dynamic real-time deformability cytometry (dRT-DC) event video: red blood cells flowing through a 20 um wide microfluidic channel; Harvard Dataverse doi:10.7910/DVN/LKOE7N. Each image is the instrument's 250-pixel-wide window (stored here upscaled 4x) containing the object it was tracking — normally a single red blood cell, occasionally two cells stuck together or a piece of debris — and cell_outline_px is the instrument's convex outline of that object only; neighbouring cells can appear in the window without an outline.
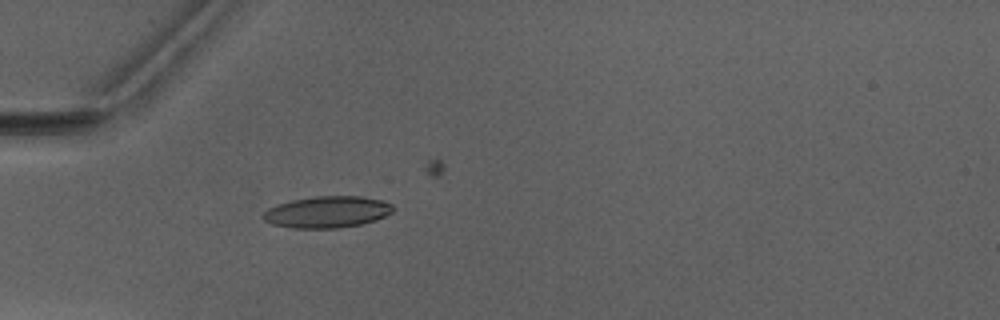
{"species": "Egyptian fruit bat (a non-hibernating species)", "species_latin": "Rousettus aegyptiacus", "temperature_condition": "warm", "stored_images_in_passage": 3, "camera_frame_rate_fps": 3000, "um_per_image_px": 0.085, "animal": {"sex": "male"}, "frame": {"image": 1, "passage_image": 2, "time_ms": 1.333, "image_size_px": [1000, 320], "cell_outline_px": [[396, 208], [392, 212], [376, 220], [360, 224], [336, 228], [292, 228], [272, 224], [264, 220], [264, 212], [268, 208], [276, 204], [292, 200], [316, 196], [360, 196], [380, 200], [392, 204]], "centroid_in_image_um": [27.82, 18.01], "position_along_channel_um": 57.2, "area_um2": 23.81}}